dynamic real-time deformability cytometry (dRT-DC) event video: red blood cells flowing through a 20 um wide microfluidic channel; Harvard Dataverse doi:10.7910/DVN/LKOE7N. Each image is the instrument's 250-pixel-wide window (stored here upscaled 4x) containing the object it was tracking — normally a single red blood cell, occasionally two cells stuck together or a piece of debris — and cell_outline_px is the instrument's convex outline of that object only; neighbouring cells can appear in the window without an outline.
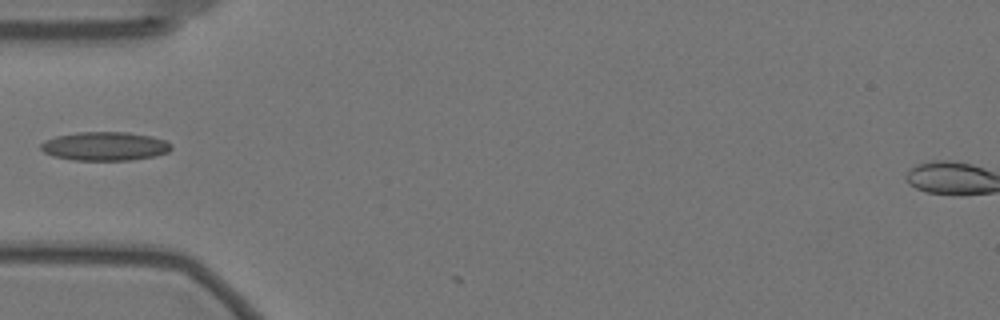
{"species": "Egyptian fruit bat (a non-hibernating species)", "species_latin": "Rousettus aegyptiacus", "temperature_condition": "warm", "stored_images_in_passage": 2, "camera_frame_rate_fps": 3000, "um_per_image_px": 0.085, "animal": {"sex": "female"}, "frame": {"image": 1, "passage_image": 1, "time_ms": 0.0, "image_size_px": [1000, 320], "cell_outline_px": [[172, 148], [168, 152], [152, 156], [132, 160], [72, 160], [52, 156], [44, 152], [40, 148], [40, 144], [44, 140], [56, 136], [76, 132], [128, 132], [152, 136], [164, 140], [172, 144]], "centroid_in_image_um": [8.89, 12.42], "position_along_channel_um": 76.1, "area_um2": 21.96}}